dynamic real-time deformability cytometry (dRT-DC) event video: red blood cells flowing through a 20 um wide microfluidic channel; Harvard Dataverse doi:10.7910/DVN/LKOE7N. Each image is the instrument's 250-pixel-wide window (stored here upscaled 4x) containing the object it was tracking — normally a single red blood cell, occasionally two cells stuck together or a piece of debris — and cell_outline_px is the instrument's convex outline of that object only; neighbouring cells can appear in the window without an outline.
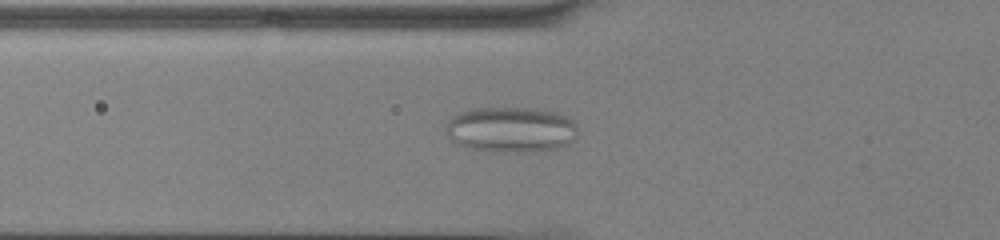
{"species": "common noctule bat (a hibernating species)", "species_latin": "Nyctalus noctula", "temperature_condition": "cold", "stored_images_in_passage": 53, "camera_frame_rate_fps": 3000, "um_per_image_px": 0.085, "animal": {"sex": "male", "body_mass_g": 13.0, "forearm_length_mm": 53.1}, "frame": {"image": 1, "passage_image": 20, "time_ms": 6.333, "image_size_px": [1000, 240], "cell_outline_px": [[576, 136], [568, 144], [556, 148], [520, 152], [500, 152], [468, 148], [452, 140], [448, 136], [444, 128], [452, 116], [468, 108], [532, 108], [560, 112], [568, 116], [576, 124]], "centroid_in_image_um": [43.43, 10.99], "position_along_channel_um": 82.4, "area_um2": 35.14}}
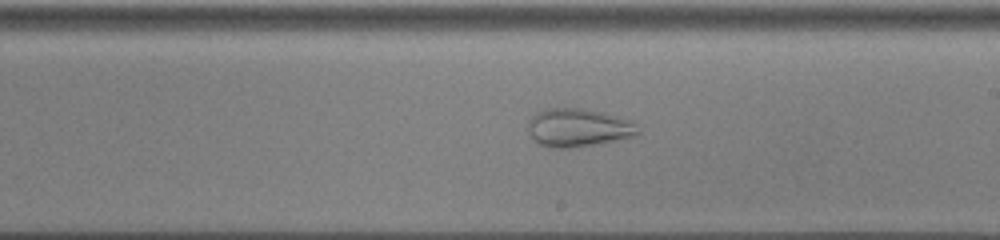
{"frame": {"image": 2, "passage_image": 32, "time_ms": 10.333, "image_size_px": [1000, 240], "cell_outline_px": [[640, 132], [636, 136], [592, 144], [568, 148], [552, 148], [540, 144], [528, 132], [528, 120], [532, 116], [544, 108], [580, 108], [600, 112], [632, 120]], "centroid_in_image_um": [49.13, 10.84], "position_along_channel_um": 239.9, "area_um2": 24.22}}
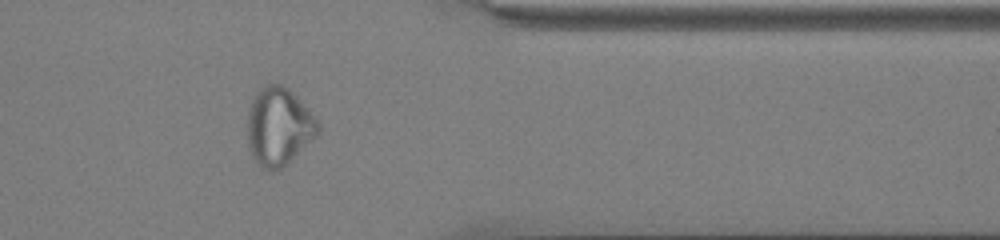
{"frame": {"image": 3, "passage_image": 44, "time_ms": 14.333, "image_size_px": [1000, 240], "cell_outline_px": [[320, 132], [316, 136], [280, 168], [272, 172], [260, 168], [252, 156], [248, 144], [248, 112], [252, 100], [256, 92], [260, 88], [268, 84], [280, 84], [288, 88], [296, 96], [320, 124]], "centroid_in_image_um": [23.67, 10.76], "position_along_channel_um": 387.7, "area_um2": 31.62}}